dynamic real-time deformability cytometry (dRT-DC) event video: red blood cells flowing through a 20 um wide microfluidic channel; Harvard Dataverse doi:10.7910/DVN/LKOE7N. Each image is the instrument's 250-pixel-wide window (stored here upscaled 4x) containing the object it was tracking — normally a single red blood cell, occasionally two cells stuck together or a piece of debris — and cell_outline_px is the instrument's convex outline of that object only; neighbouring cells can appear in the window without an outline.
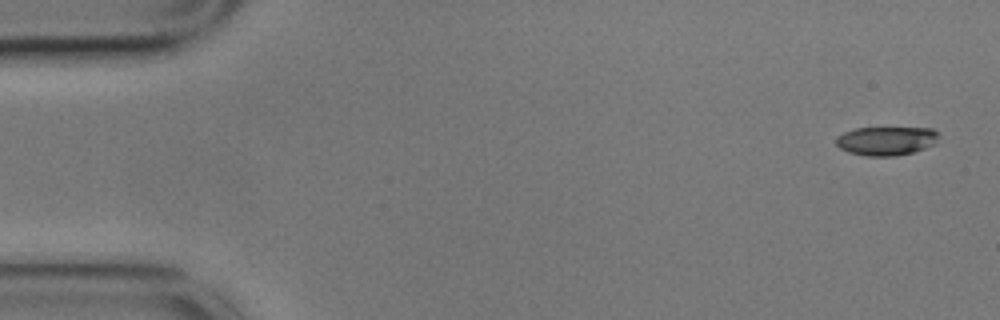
{"species": "common noctule bat (a hibernating species)", "species_latin": "Nyctalus noctula", "temperature_condition": "cold", "stored_images_in_passage": 11, "camera_frame_rate_fps": 3000, "um_per_image_px": 0.085, "animal": {"sex": "male", "body_mass_g": 17.9}, "frame": {"image": 1, "passage_image": 1, "time_ms": 0.0, "image_size_px": [1000, 320], "cell_outline_px": [[940, 132], [936, 144], [912, 152], [896, 156], [868, 156], [848, 152], [840, 148], [836, 144], [836, 136], [844, 132], [856, 128], [932, 128]], "centroid_in_image_um": [75.35, 11.97], "position_along_channel_um": 9.6, "area_um2": 17.34}}